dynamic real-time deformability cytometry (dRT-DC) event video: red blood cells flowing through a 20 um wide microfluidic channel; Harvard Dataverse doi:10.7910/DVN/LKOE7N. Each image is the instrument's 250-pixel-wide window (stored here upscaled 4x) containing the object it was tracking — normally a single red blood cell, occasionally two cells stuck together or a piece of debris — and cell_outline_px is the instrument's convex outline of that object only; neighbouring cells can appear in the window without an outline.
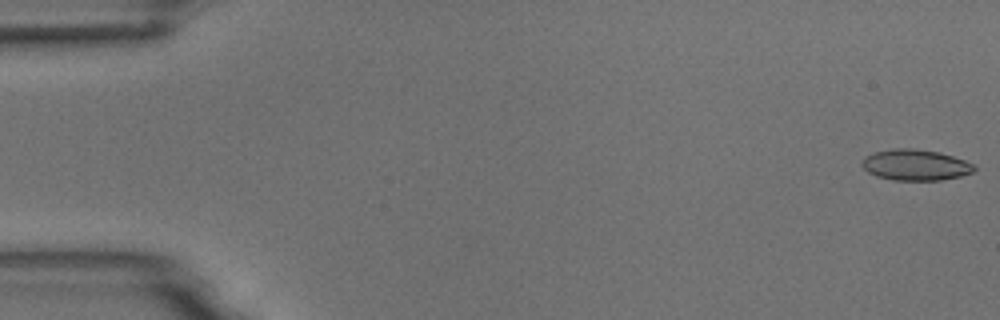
{"species": "common noctule bat (a hibernating species)", "species_latin": "Nyctalus noctula", "temperature_condition": "room temperature", "stored_images_in_passage": 5, "camera_frame_rate_fps": 3000, "um_per_image_px": 0.085, "animal": {"sex": "male", "body_mass_g": 18.8}, "frame": {"image": 1, "passage_image": 1, "time_ms": 0.0, "image_size_px": [1000, 320], "cell_outline_px": [[976, 168], [972, 172], [960, 176], [940, 180], [892, 180], [876, 176], [868, 172], [860, 164], [864, 156], [872, 152], [896, 148], [912, 148], [940, 152], [964, 160], [972, 164]], "centroid_in_image_um": [77.76, 14.01], "position_along_channel_um": 7.2, "area_um2": 20.29}}
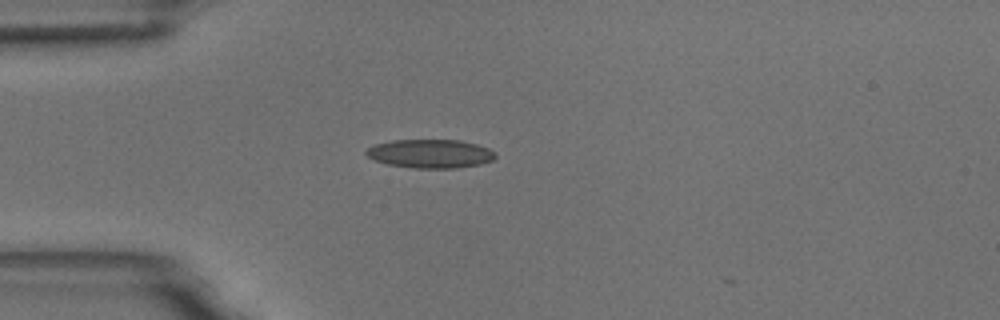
{"frame": {"image": 2, "passage_image": 5, "time_ms": 4.667, "image_size_px": [1000, 320], "cell_outline_px": [[496, 156], [492, 160], [480, 164], [456, 168], [412, 168], [388, 164], [376, 160], [368, 156], [364, 152], [372, 144], [392, 140], [460, 140], [476, 144], [488, 148], [496, 152]], "centroid_in_image_um": [36.57, 13.06], "position_along_channel_um": 48.4, "area_um2": 21.62}}